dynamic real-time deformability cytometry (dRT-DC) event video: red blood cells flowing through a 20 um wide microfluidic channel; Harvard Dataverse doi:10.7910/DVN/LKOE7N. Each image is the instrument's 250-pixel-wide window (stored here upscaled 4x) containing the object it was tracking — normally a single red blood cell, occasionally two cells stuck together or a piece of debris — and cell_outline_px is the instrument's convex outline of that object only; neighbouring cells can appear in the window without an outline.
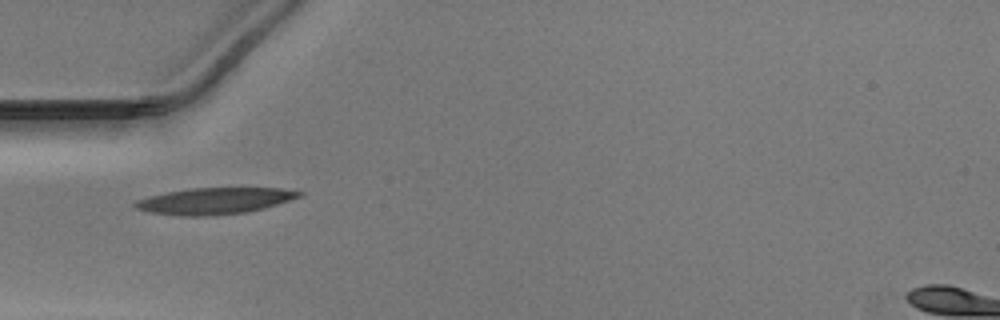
{"species": "Egyptian fruit bat (a non-hibernating species)", "species_latin": "Rousettus aegyptiacus", "temperature_condition": "warm", "stored_images_in_passage": 36, "camera_frame_rate_fps": 3000, "um_per_image_px": 0.085, "animal": {"sex": "male"}, "frame": {"image": 1, "passage_image": 1, "time_ms": 0.0, "image_size_px": [1000, 320], "cell_outline_px": [[304, 192], [300, 196], [264, 208], [248, 212], [212, 216], [180, 216], [148, 212], [136, 208], [132, 204], [136, 200], [168, 192], [192, 188], [280, 188]], "centroid_in_image_um": [18.22, 17.09], "position_along_channel_um": 66.8, "area_um2": 25.09}}
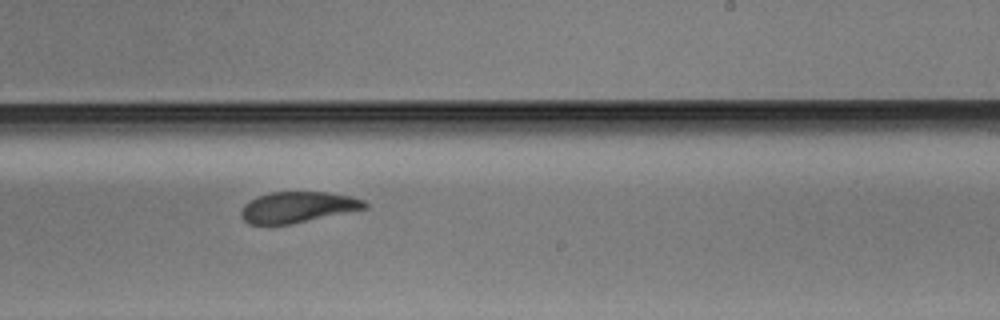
{"frame": {"image": 2, "passage_image": 16, "time_ms": 5.0, "image_size_px": [1000, 320], "cell_outline_px": [[368, 208], [292, 224], [248, 224], [240, 216], [240, 212], [244, 204], [248, 200], [256, 196], [272, 192], [328, 192], [352, 196], [364, 200], [368, 204]], "centroid_in_image_um": [25.3, 17.6], "position_along_channel_um": 263.7, "area_um2": 22.48}}
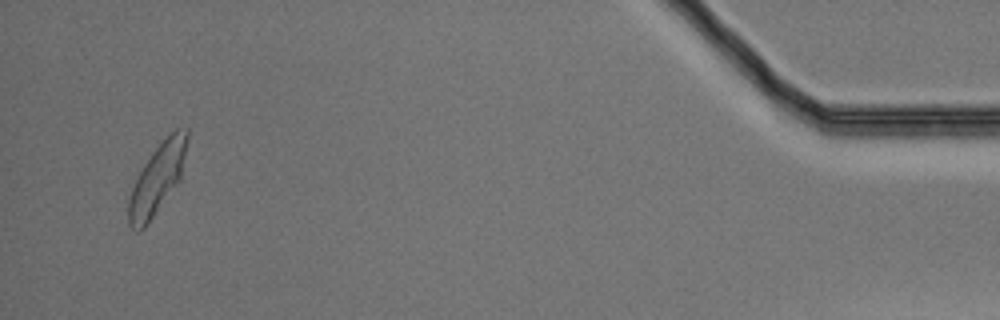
{"frame": {"image": 3, "passage_image": 34, "time_ms": 11.0, "image_size_px": [1000, 320], "cell_outline_px": [[188, 136], [180, 180], [144, 228], [140, 232], [136, 232], [128, 224], [128, 200], [132, 188], [144, 164], [152, 152], [176, 128], [188, 128]], "centroid_in_image_um": [13.36, 15.23], "position_along_channel_um": 421.8, "area_um2": 23.35}}